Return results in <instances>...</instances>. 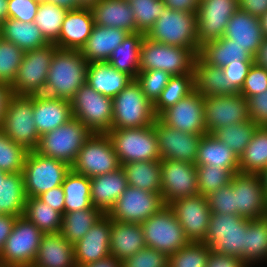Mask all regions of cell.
Masks as SVG:
<instances>
[{
    "instance_id": "obj_20",
    "label": "cell",
    "mask_w": 267,
    "mask_h": 267,
    "mask_svg": "<svg viewBox=\"0 0 267 267\" xmlns=\"http://www.w3.org/2000/svg\"><path fill=\"white\" fill-rule=\"evenodd\" d=\"M238 9V0H200L196 13L199 45L222 38L227 23Z\"/></svg>"
},
{
    "instance_id": "obj_61",
    "label": "cell",
    "mask_w": 267,
    "mask_h": 267,
    "mask_svg": "<svg viewBox=\"0 0 267 267\" xmlns=\"http://www.w3.org/2000/svg\"><path fill=\"white\" fill-rule=\"evenodd\" d=\"M44 203L50 205L56 211L64 214L65 195L62 185L54 187L38 196Z\"/></svg>"
},
{
    "instance_id": "obj_54",
    "label": "cell",
    "mask_w": 267,
    "mask_h": 267,
    "mask_svg": "<svg viewBox=\"0 0 267 267\" xmlns=\"http://www.w3.org/2000/svg\"><path fill=\"white\" fill-rule=\"evenodd\" d=\"M122 267H168V256L146 246L123 260Z\"/></svg>"
},
{
    "instance_id": "obj_17",
    "label": "cell",
    "mask_w": 267,
    "mask_h": 267,
    "mask_svg": "<svg viewBox=\"0 0 267 267\" xmlns=\"http://www.w3.org/2000/svg\"><path fill=\"white\" fill-rule=\"evenodd\" d=\"M199 194L197 168L193 163L161 160V195L165 205Z\"/></svg>"
},
{
    "instance_id": "obj_4",
    "label": "cell",
    "mask_w": 267,
    "mask_h": 267,
    "mask_svg": "<svg viewBox=\"0 0 267 267\" xmlns=\"http://www.w3.org/2000/svg\"><path fill=\"white\" fill-rule=\"evenodd\" d=\"M198 53L191 48L170 46L144 37L140 48V71L163 70L171 76L194 74Z\"/></svg>"
},
{
    "instance_id": "obj_73",
    "label": "cell",
    "mask_w": 267,
    "mask_h": 267,
    "mask_svg": "<svg viewBox=\"0 0 267 267\" xmlns=\"http://www.w3.org/2000/svg\"><path fill=\"white\" fill-rule=\"evenodd\" d=\"M2 39L1 26H0V40Z\"/></svg>"
},
{
    "instance_id": "obj_45",
    "label": "cell",
    "mask_w": 267,
    "mask_h": 267,
    "mask_svg": "<svg viewBox=\"0 0 267 267\" xmlns=\"http://www.w3.org/2000/svg\"><path fill=\"white\" fill-rule=\"evenodd\" d=\"M194 90V74L172 76L153 104L155 115L158 117L164 110L175 105Z\"/></svg>"
},
{
    "instance_id": "obj_14",
    "label": "cell",
    "mask_w": 267,
    "mask_h": 267,
    "mask_svg": "<svg viewBox=\"0 0 267 267\" xmlns=\"http://www.w3.org/2000/svg\"><path fill=\"white\" fill-rule=\"evenodd\" d=\"M121 167L107 133H92L80 149L71 169L89 178L113 172Z\"/></svg>"
},
{
    "instance_id": "obj_53",
    "label": "cell",
    "mask_w": 267,
    "mask_h": 267,
    "mask_svg": "<svg viewBox=\"0 0 267 267\" xmlns=\"http://www.w3.org/2000/svg\"><path fill=\"white\" fill-rule=\"evenodd\" d=\"M20 213L19 205L7 194L0 193V253Z\"/></svg>"
},
{
    "instance_id": "obj_62",
    "label": "cell",
    "mask_w": 267,
    "mask_h": 267,
    "mask_svg": "<svg viewBox=\"0 0 267 267\" xmlns=\"http://www.w3.org/2000/svg\"><path fill=\"white\" fill-rule=\"evenodd\" d=\"M238 7L250 15L260 18L267 12V0H238Z\"/></svg>"
},
{
    "instance_id": "obj_69",
    "label": "cell",
    "mask_w": 267,
    "mask_h": 267,
    "mask_svg": "<svg viewBox=\"0 0 267 267\" xmlns=\"http://www.w3.org/2000/svg\"><path fill=\"white\" fill-rule=\"evenodd\" d=\"M99 0H77L78 8H92Z\"/></svg>"
},
{
    "instance_id": "obj_25",
    "label": "cell",
    "mask_w": 267,
    "mask_h": 267,
    "mask_svg": "<svg viewBox=\"0 0 267 267\" xmlns=\"http://www.w3.org/2000/svg\"><path fill=\"white\" fill-rule=\"evenodd\" d=\"M94 25L91 8L68 10L55 46L62 50H81Z\"/></svg>"
},
{
    "instance_id": "obj_34",
    "label": "cell",
    "mask_w": 267,
    "mask_h": 267,
    "mask_svg": "<svg viewBox=\"0 0 267 267\" xmlns=\"http://www.w3.org/2000/svg\"><path fill=\"white\" fill-rule=\"evenodd\" d=\"M198 55L209 65L220 68L230 63H254L243 47L225 37L205 42Z\"/></svg>"
},
{
    "instance_id": "obj_41",
    "label": "cell",
    "mask_w": 267,
    "mask_h": 267,
    "mask_svg": "<svg viewBox=\"0 0 267 267\" xmlns=\"http://www.w3.org/2000/svg\"><path fill=\"white\" fill-rule=\"evenodd\" d=\"M267 168V127L258 126L239 157V172L261 175Z\"/></svg>"
},
{
    "instance_id": "obj_70",
    "label": "cell",
    "mask_w": 267,
    "mask_h": 267,
    "mask_svg": "<svg viewBox=\"0 0 267 267\" xmlns=\"http://www.w3.org/2000/svg\"><path fill=\"white\" fill-rule=\"evenodd\" d=\"M260 24L264 37H267V12L260 17Z\"/></svg>"
},
{
    "instance_id": "obj_15",
    "label": "cell",
    "mask_w": 267,
    "mask_h": 267,
    "mask_svg": "<svg viewBox=\"0 0 267 267\" xmlns=\"http://www.w3.org/2000/svg\"><path fill=\"white\" fill-rule=\"evenodd\" d=\"M164 206L161 193L128 186L107 215L118 222L141 224Z\"/></svg>"
},
{
    "instance_id": "obj_40",
    "label": "cell",
    "mask_w": 267,
    "mask_h": 267,
    "mask_svg": "<svg viewBox=\"0 0 267 267\" xmlns=\"http://www.w3.org/2000/svg\"><path fill=\"white\" fill-rule=\"evenodd\" d=\"M128 186L161 193V160L136 161L121 165Z\"/></svg>"
},
{
    "instance_id": "obj_7",
    "label": "cell",
    "mask_w": 267,
    "mask_h": 267,
    "mask_svg": "<svg viewBox=\"0 0 267 267\" xmlns=\"http://www.w3.org/2000/svg\"><path fill=\"white\" fill-rule=\"evenodd\" d=\"M156 119L153 104L135 79L113 98L111 129L146 127L154 124Z\"/></svg>"
},
{
    "instance_id": "obj_9",
    "label": "cell",
    "mask_w": 267,
    "mask_h": 267,
    "mask_svg": "<svg viewBox=\"0 0 267 267\" xmlns=\"http://www.w3.org/2000/svg\"><path fill=\"white\" fill-rule=\"evenodd\" d=\"M44 233L21 213L0 253L2 267H32Z\"/></svg>"
},
{
    "instance_id": "obj_72",
    "label": "cell",
    "mask_w": 267,
    "mask_h": 267,
    "mask_svg": "<svg viewBox=\"0 0 267 267\" xmlns=\"http://www.w3.org/2000/svg\"><path fill=\"white\" fill-rule=\"evenodd\" d=\"M33 1L38 2L39 4L44 2H49V0H33Z\"/></svg>"
},
{
    "instance_id": "obj_48",
    "label": "cell",
    "mask_w": 267,
    "mask_h": 267,
    "mask_svg": "<svg viewBox=\"0 0 267 267\" xmlns=\"http://www.w3.org/2000/svg\"><path fill=\"white\" fill-rule=\"evenodd\" d=\"M212 248L204 242H192L168 256V267H206Z\"/></svg>"
},
{
    "instance_id": "obj_13",
    "label": "cell",
    "mask_w": 267,
    "mask_h": 267,
    "mask_svg": "<svg viewBox=\"0 0 267 267\" xmlns=\"http://www.w3.org/2000/svg\"><path fill=\"white\" fill-rule=\"evenodd\" d=\"M0 129L27 151L36 150L40 136L33 120V95L11 96Z\"/></svg>"
},
{
    "instance_id": "obj_18",
    "label": "cell",
    "mask_w": 267,
    "mask_h": 267,
    "mask_svg": "<svg viewBox=\"0 0 267 267\" xmlns=\"http://www.w3.org/2000/svg\"><path fill=\"white\" fill-rule=\"evenodd\" d=\"M232 180L237 215L250 220L267 217V197L261 176L239 172Z\"/></svg>"
},
{
    "instance_id": "obj_55",
    "label": "cell",
    "mask_w": 267,
    "mask_h": 267,
    "mask_svg": "<svg viewBox=\"0 0 267 267\" xmlns=\"http://www.w3.org/2000/svg\"><path fill=\"white\" fill-rule=\"evenodd\" d=\"M211 213L237 214L233 192V180L207 196Z\"/></svg>"
},
{
    "instance_id": "obj_21",
    "label": "cell",
    "mask_w": 267,
    "mask_h": 267,
    "mask_svg": "<svg viewBox=\"0 0 267 267\" xmlns=\"http://www.w3.org/2000/svg\"><path fill=\"white\" fill-rule=\"evenodd\" d=\"M158 118L182 132L207 134L204 120V97L196 90L164 110Z\"/></svg>"
},
{
    "instance_id": "obj_1",
    "label": "cell",
    "mask_w": 267,
    "mask_h": 267,
    "mask_svg": "<svg viewBox=\"0 0 267 267\" xmlns=\"http://www.w3.org/2000/svg\"><path fill=\"white\" fill-rule=\"evenodd\" d=\"M70 170L71 166L63 161L29 151L20 178L6 194L9 197H38L62 185Z\"/></svg>"
},
{
    "instance_id": "obj_60",
    "label": "cell",
    "mask_w": 267,
    "mask_h": 267,
    "mask_svg": "<svg viewBox=\"0 0 267 267\" xmlns=\"http://www.w3.org/2000/svg\"><path fill=\"white\" fill-rule=\"evenodd\" d=\"M206 267H249V265L241 258L211 250Z\"/></svg>"
},
{
    "instance_id": "obj_35",
    "label": "cell",
    "mask_w": 267,
    "mask_h": 267,
    "mask_svg": "<svg viewBox=\"0 0 267 267\" xmlns=\"http://www.w3.org/2000/svg\"><path fill=\"white\" fill-rule=\"evenodd\" d=\"M195 165H215L239 173V157L227 144L219 141L213 134L202 135L197 151Z\"/></svg>"
},
{
    "instance_id": "obj_23",
    "label": "cell",
    "mask_w": 267,
    "mask_h": 267,
    "mask_svg": "<svg viewBox=\"0 0 267 267\" xmlns=\"http://www.w3.org/2000/svg\"><path fill=\"white\" fill-rule=\"evenodd\" d=\"M110 237L111 218L105 214L79 241L73 244L76 266H83L111 256Z\"/></svg>"
},
{
    "instance_id": "obj_30",
    "label": "cell",
    "mask_w": 267,
    "mask_h": 267,
    "mask_svg": "<svg viewBox=\"0 0 267 267\" xmlns=\"http://www.w3.org/2000/svg\"><path fill=\"white\" fill-rule=\"evenodd\" d=\"M32 267H77L73 244L60 232L44 233Z\"/></svg>"
},
{
    "instance_id": "obj_50",
    "label": "cell",
    "mask_w": 267,
    "mask_h": 267,
    "mask_svg": "<svg viewBox=\"0 0 267 267\" xmlns=\"http://www.w3.org/2000/svg\"><path fill=\"white\" fill-rule=\"evenodd\" d=\"M24 51L16 44L0 40V82L12 85L19 66L22 62Z\"/></svg>"
},
{
    "instance_id": "obj_36",
    "label": "cell",
    "mask_w": 267,
    "mask_h": 267,
    "mask_svg": "<svg viewBox=\"0 0 267 267\" xmlns=\"http://www.w3.org/2000/svg\"><path fill=\"white\" fill-rule=\"evenodd\" d=\"M21 214L35 224L43 233L60 232L63 215L38 197H10Z\"/></svg>"
},
{
    "instance_id": "obj_2",
    "label": "cell",
    "mask_w": 267,
    "mask_h": 267,
    "mask_svg": "<svg viewBox=\"0 0 267 267\" xmlns=\"http://www.w3.org/2000/svg\"><path fill=\"white\" fill-rule=\"evenodd\" d=\"M88 65L80 50L58 49L52 58L43 94L71 101L86 83Z\"/></svg>"
},
{
    "instance_id": "obj_56",
    "label": "cell",
    "mask_w": 267,
    "mask_h": 267,
    "mask_svg": "<svg viewBox=\"0 0 267 267\" xmlns=\"http://www.w3.org/2000/svg\"><path fill=\"white\" fill-rule=\"evenodd\" d=\"M267 90V69L253 63L240 90L247 100Z\"/></svg>"
},
{
    "instance_id": "obj_24",
    "label": "cell",
    "mask_w": 267,
    "mask_h": 267,
    "mask_svg": "<svg viewBox=\"0 0 267 267\" xmlns=\"http://www.w3.org/2000/svg\"><path fill=\"white\" fill-rule=\"evenodd\" d=\"M71 101L47 96L33 95V120L39 136L72 119Z\"/></svg>"
},
{
    "instance_id": "obj_68",
    "label": "cell",
    "mask_w": 267,
    "mask_h": 267,
    "mask_svg": "<svg viewBox=\"0 0 267 267\" xmlns=\"http://www.w3.org/2000/svg\"><path fill=\"white\" fill-rule=\"evenodd\" d=\"M8 0H0V26L8 18Z\"/></svg>"
},
{
    "instance_id": "obj_29",
    "label": "cell",
    "mask_w": 267,
    "mask_h": 267,
    "mask_svg": "<svg viewBox=\"0 0 267 267\" xmlns=\"http://www.w3.org/2000/svg\"><path fill=\"white\" fill-rule=\"evenodd\" d=\"M27 151L0 129V193L6 194L20 178Z\"/></svg>"
},
{
    "instance_id": "obj_51",
    "label": "cell",
    "mask_w": 267,
    "mask_h": 267,
    "mask_svg": "<svg viewBox=\"0 0 267 267\" xmlns=\"http://www.w3.org/2000/svg\"><path fill=\"white\" fill-rule=\"evenodd\" d=\"M129 3L132 6L137 30L144 34L155 24L166 8L162 0H129Z\"/></svg>"
},
{
    "instance_id": "obj_11",
    "label": "cell",
    "mask_w": 267,
    "mask_h": 267,
    "mask_svg": "<svg viewBox=\"0 0 267 267\" xmlns=\"http://www.w3.org/2000/svg\"><path fill=\"white\" fill-rule=\"evenodd\" d=\"M54 43L24 52L17 76L10 86L15 95L43 94L54 53Z\"/></svg>"
},
{
    "instance_id": "obj_22",
    "label": "cell",
    "mask_w": 267,
    "mask_h": 267,
    "mask_svg": "<svg viewBox=\"0 0 267 267\" xmlns=\"http://www.w3.org/2000/svg\"><path fill=\"white\" fill-rule=\"evenodd\" d=\"M155 132L160 160H179L195 164L202 134L179 131L165 125L158 117L155 120Z\"/></svg>"
},
{
    "instance_id": "obj_33",
    "label": "cell",
    "mask_w": 267,
    "mask_h": 267,
    "mask_svg": "<svg viewBox=\"0 0 267 267\" xmlns=\"http://www.w3.org/2000/svg\"><path fill=\"white\" fill-rule=\"evenodd\" d=\"M132 80L108 62L89 63L87 68L86 83L96 92L110 98L119 94Z\"/></svg>"
},
{
    "instance_id": "obj_10",
    "label": "cell",
    "mask_w": 267,
    "mask_h": 267,
    "mask_svg": "<svg viewBox=\"0 0 267 267\" xmlns=\"http://www.w3.org/2000/svg\"><path fill=\"white\" fill-rule=\"evenodd\" d=\"M140 225L143 229L146 246L167 256L190 242L168 205L162 207Z\"/></svg>"
},
{
    "instance_id": "obj_52",
    "label": "cell",
    "mask_w": 267,
    "mask_h": 267,
    "mask_svg": "<svg viewBox=\"0 0 267 267\" xmlns=\"http://www.w3.org/2000/svg\"><path fill=\"white\" fill-rule=\"evenodd\" d=\"M172 76L163 70L139 71L135 80L146 98L154 104Z\"/></svg>"
},
{
    "instance_id": "obj_5",
    "label": "cell",
    "mask_w": 267,
    "mask_h": 267,
    "mask_svg": "<svg viewBox=\"0 0 267 267\" xmlns=\"http://www.w3.org/2000/svg\"><path fill=\"white\" fill-rule=\"evenodd\" d=\"M249 219L237 214L211 213L208 231L202 241L219 254L245 261L246 225Z\"/></svg>"
},
{
    "instance_id": "obj_26",
    "label": "cell",
    "mask_w": 267,
    "mask_h": 267,
    "mask_svg": "<svg viewBox=\"0 0 267 267\" xmlns=\"http://www.w3.org/2000/svg\"><path fill=\"white\" fill-rule=\"evenodd\" d=\"M223 37L243 47L254 58L264 39L260 18L238 9L227 23Z\"/></svg>"
},
{
    "instance_id": "obj_37",
    "label": "cell",
    "mask_w": 267,
    "mask_h": 267,
    "mask_svg": "<svg viewBox=\"0 0 267 267\" xmlns=\"http://www.w3.org/2000/svg\"><path fill=\"white\" fill-rule=\"evenodd\" d=\"M1 34L3 40L16 44L24 52L49 44L34 22L7 18L1 25Z\"/></svg>"
},
{
    "instance_id": "obj_32",
    "label": "cell",
    "mask_w": 267,
    "mask_h": 267,
    "mask_svg": "<svg viewBox=\"0 0 267 267\" xmlns=\"http://www.w3.org/2000/svg\"><path fill=\"white\" fill-rule=\"evenodd\" d=\"M146 247L143 229L137 223H123L111 219L110 253L123 261Z\"/></svg>"
},
{
    "instance_id": "obj_71",
    "label": "cell",
    "mask_w": 267,
    "mask_h": 267,
    "mask_svg": "<svg viewBox=\"0 0 267 267\" xmlns=\"http://www.w3.org/2000/svg\"><path fill=\"white\" fill-rule=\"evenodd\" d=\"M260 176L262 178L265 194L267 197V168Z\"/></svg>"
},
{
    "instance_id": "obj_65",
    "label": "cell",
    "mask_w": 267,
    "mask_h": 267,
    "mask_svg": "<svg viewBox=\"0 0 267 267\" xmlns=\"http://www.w3.org/2000/svg\"><path fill=\"white\" fill-rule=\"evenodd\" d=\"M254 63L267 69V37H264L257 53L255 54Z\"/></svg>"
},
{
    "instance_id": "obj_44",
    "label": "cell",
    "mask_w": 267,
    "mask_h": 267,
    "mask_svg": "<svg viewBox=\"0 0 267 267\" xmlns=\"http://www.w3.org/2000/svg\"><path fill=\"white\" fill-rule=\"evenodd\" d=\"M265 260H267V217L249 219L246 225L245 262L252 266L255 262L260 263Z\"/></svg>"
},
{
    "instance_id": "obj_58",
    "label": "cell",
    "mask_w": 267,
    "mask_h": 267,
    "mask_svg": "<svg viewBox=\"0 0 267 267\" xmlns=\"http://www.w3.org/2000/svg\"><path fill=\"white\" fill-rule=\"evenodd\" d=\"M39 3L33 0H8V18L34 22Z\"/></svg>"
},
{
    "instance_id": "obj_57",
    "label": "cell",
    "mask_w": 267,
    "mask_h": 267,
    "mask_svg": "<svg viewBox=\"0 0 267 267\" xmlns=\"http://www.w3.org/2000/svg\"><path fill=\"white\" fill-rule=\"evenodd\" d=\"M253 63H230L222 70L228 79V95L240 93Z\"/></svg>"
},
{
    "instance_id": "obj_8",
    "label": "cell",
    "mask_w": 267,
    "mask_h": 267,
    "mask_svg": "<svg viewBox=\"0 0 267 267\" xmlns=\"http://www.w3.org/2000/svg\"><path fill=\"white\" fill-rule=\"evenodd\" d=\"M107 135L121 165L136 161L160 160L155 123L139 128L111 129Z\"/></svg>"
},
{
    "instance_id": "obj_42",
    "label": "cell",
    "mask_w": 267,
    "mask_h": 267,
    "mask_svg": "<svg viewBox=\"0 0 267 267\" xmlns=\"http://www.w3.org/2000/svg\"><path fill=\"white\" fill-rule=\"evenodd\" d=\"M62 188L65 195L64 213L92 207L89 177L71 169L64 178Z\"/></svg>"
},
{
    "instance_id": "obj_66",
    "label": "cell",
    "mask_w": 267,
    "mask_h": 267,
    "mask_svg": "<svg viewBox=\"0 0 267 267\" xmlns=\"http://www.w3.org/2000/svg\"><path fill=\"white\" fill-rule=\"evenodd\" d=\"M77 267H122V262L114 256H109L105 259Z\"/></svg>"
},
{
    "instance_id": "obj_43",
    "label": "cell",
    "mask_w": 267,
    "mask_h": 267,
    "mask_svg": "<svg viewBox=\"0 0 267 267\" xmlns=\"http://www.w3.org/2000/svg\"><path fill=\"white\" fill-rule=\"evenodd\" d=\"M105 214L98 208L66 212L63 214L60 234L71 244L79 241Z\"/></svg>"
},
{
    "instance_id": "obj_49",
    "label": "cell",
    "mask_w": 267,
    "mask_h": 267,
    "mask_svg": "<svg viewBox=\"0 0 267 267\" xmlns=\"http://www.w3.org/2000/svg\"><path fill=\"white\" fill-rule=\"evenodd\" d=\"M199 194L207 197L212 192L231 183L234 174L215 165H196Z\"/></svg>"
},
{
    "instance_id": "obj_47",
    "label": "cell",
    "mask_w": 267,
    "mask_h": 267,
    "mask_svg": "<svg viewBox=\"0 0 267 267\" xmlns=\"http://www.w3.org/2000/svg\"><path fill=\"white\" fill-rule=\"evenodd\" d=\"M258 125L251 119L217 129L213 135L240 157Z\"/></svg>"
},
{
    "instance_id": "obj_39",
    "label": "cell",
    "mask_w": 267,
    "mask_h": 267,
    "mask_svg": "<svg viewBox=\"0 0 267 267\" xmlns=\"http://www.w3.org/2000/svg\"><path fill=\"white\" fill-rule=\"evenodd\" d=\"M193 72L195 90L203 97L228 95V79L222 68L209 65L197 55Z\"/></svg>"
},
{
    "instance_id": "obj_67",
    "label": "cell",
    "mask_w": 267,
    "mask_h": 267,
    "mask_svg": "<svg viewBox=\"0 0 267 267\" xmlns=\"http://www.w3.org/2000/svg\"><path fill=\"white\" fill-rule=\"evenodd\" d=\"M49 2L54 3L59 7L65 8L66 10L77 9V0H49Z\"/></svg>"
},
{
    "instance_id": "obj_64",
    "label": "cell",
    "mask_w": 267,
    "mask_h": 267,
    "mask_svg": "<svg viewBox=\"0 0 267 267\" xmlns=\"http://www.w3.org/2000/svg\"><path fill=\"white\" fill-rule=\"evenodd\" d=\"M13 95L12 89L9 85L0 82V128L5 116L8 102Z\"/></svg>"
},
{
    "instance_id": "obj_12",
    "label": "cell",
    "mask_w": 267,
    "mask_h": 267,
    "mask_svg": "<svg viewBox=\"0 0 267 267\" xmlns=\"http://www.w3.org/2000/svg\"><path fill=\"white\" fill-rule=\"evenodd\" d=\"M72 116L92 133H107L113 119V98L96 92L84 83L71 100Z\"/></svg>"
},
{
    "instance_id": "obj_46",
    "label": "cell",
    "mask_w": 267,
    "mask_h": 267,
    "mask_svg": "<svg viewBox=\"0 0 267 267\" xmlns=\"http://www.w3.org/2000/svg\"><path fill=\"white\" fill-rule=\"evenodd\" d=\"M67 11L51 2L39 4L34 23L49 43H54L59 38Z\"/></svg>"
},
{
    "instance_id": "obj_3",
    "label": "cell",
    "mask_w": 267,
    "mask_h": 267,
    "mask_svg": "<svg viewBox=\"0 0 267 267\" xmlns=\"http://www.w3.org/2000/svg\"><path fill=\"white\" fill-rule=\"evenodd\" d=\"M196 14L165 8L145 37L170 46L191 48L198 54L201 46L197 38Z\"/></svg>"
},
{
    "instance_id": "obj_28",
    "label": "cell",
    "mask_w": 267,
    "mask_h": 267,
    "mask_svg": "<svg viewBox=\"0 0 267 267\" xmlns=\"http://www.w3.org/2000/svg\"><path fill=\"white\" fill-rule=\"evenodd\" d=\"M127 35L126 30L95 24L80 53L88 63L107 62L112 52L120 46Z\"/></svg>"
},
{
    "instance_id": "obj_16",
    "label": "cell",
    "mask_w": 267,
    "mask_h": 267,
    "mask_svg": "<svg viewBox=\"0 0 267 267\" xmlns=\"http://www.w3.org/2000/svg\"><path fill=\"white\" fill-rule=\"evenodd\" d=\"M204 120L209 134L221 127L248 121V100L240 93L204 97Z\"/></svg>"
},
{
    "instance_id": "obj_27",
    "label": "cell",
    "mask_w": 267,
    "mask_h": 267,
    "mask_svg": "<svg viewBox=\"0 0 267 267\" xmlns=\"http://www.w3.org/2000/svg\"><path fill=\"white\" fill-rule=\"evenodd\" d=\"M91 204L104 214L113 208L117 199L128 187V181L122 167L119 169L90 178Z\"/></svg>"
},
{
    "instance_id": "obj_6",
    "label": "cell",
    "mask_w": 267,
    "mask_h": 267,
    "mask_svg": "<svg viewBox=\"0 0 267 267\" xmlns=\"http://www.w3.org/2000/svg\"><path fill=\"white\" fill-rule=\"evenodd\" d=\"M92 132L76 118L40 136L36 152L72 166Z\"/></svg>"
},
{
    "instance_id": "obj_59",
    "label": "cell",
    "mask_w": 267,
    "mask_h": 267,
    "mask_svg": "<svg viewBox=\"0 0 267 267\" xmlns=\"http://www.w3.org/2000/svg\"><path fill=\"white\" fill-rule=\"evenodd\" d=\"M249 116L258 126L267 127V90L248 99Z\"/></svg>"
},
{
    "instance_id": "obj_38",
    "label": "cell",
    "mask_w": 267,
    "mask_h": 267,
    "mask_svg": "<svg viewBox=\"0 0 267 267\" xmlns=\"http://www.w3.org/2000/svg\"><path fill=\"white\" fill-rule=\"evenodd\" d=\"M145 34L142 32L128 33L123 42L108 59V63L118 71L135 79L140 71V48Z\"/></svg>"
},
{
    "instance_id": "obj_63",
    "label": "cell",
    "mask_w": 267,
    "mask_h": 267,
    "mask_svg": "<svg viewBox=\"0 0 267 267\" xmlns=\"http://www.w3.org/2000/svg\"><path fill=\"white\" fill-rule=\"evenodd\" d=\"M166 8L183 11L187 13H197L200 0H162Z\"/></svg>"
},
{
    "instance_id": "obj_31",
    "label": "cell",
    "mask_w": 267,
    "mask_h": 267,
    "mask_svg": "<svg viewBox=\"0 0 267 267\" xmlns=\"http://www.w3.org/2000/svg\"><path fill=\"white\" fill-rule=\"evenodd\" d=\"M91 11L96 25L139 32L129 0H99Z\"/></svg>"
},
{
    "instance_id": "obj_19",
    "label": "cell",
    "mask_w": 267,
    "mask_h": 267,
    "mask_svg": "<svg viewBox=\"0 0 267 267\" xmlns=\"http://www.w3.org/2000/svg\"><path fill=\"white\" fill-rule=\"evenodd\" d=\"M189 241L202 242L208 231L211 211L208 198L196 194L168 204Z\"/></svg>"
}]
</instances>
